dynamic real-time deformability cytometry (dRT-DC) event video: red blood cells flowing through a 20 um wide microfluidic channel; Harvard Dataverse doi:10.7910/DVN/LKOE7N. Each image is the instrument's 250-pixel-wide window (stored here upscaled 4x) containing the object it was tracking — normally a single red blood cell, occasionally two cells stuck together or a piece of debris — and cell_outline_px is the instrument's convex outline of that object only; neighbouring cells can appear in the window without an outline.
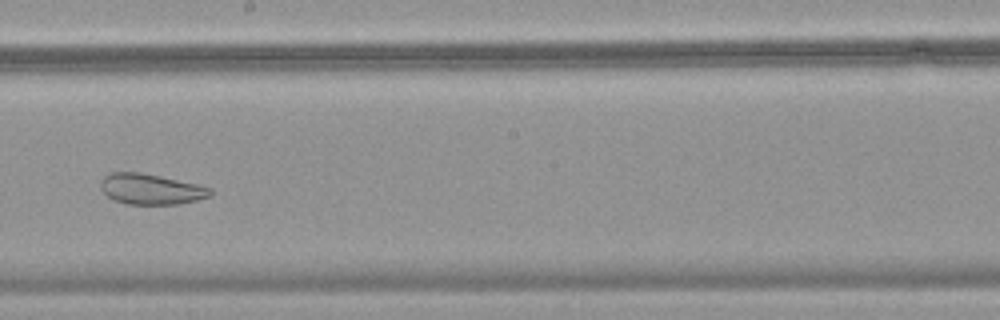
{"species": "common noctule bat (a hibernating species)", "species_latin": "Nyctalus noctula", "temperature_condition": "warm", "stored_images_in_passage": 48, "camera_frame_rate_fps": 3000, "um_per_image_px": 0.085, "animal": {"sex": "female", "body_mass_g": 18.4}, "frame": {"image": 1, "passage_image": 28, "time_ms": 9.0, "image_size_px": [1000, 320], "cell_outline_px": [[212, 192], [208, 196], [196, 200], [180, 204], [128, 204], [116, 200], [108, 196], [100, 188], [100, 184], [104, 176], [108, 172], [140, 172], [160, 176], [196, 184], [212, 188]], "centroid_in_image_um": [12.8, 16.07], "position_along_channel_um": 235.4, "area_um2": 19.36}}
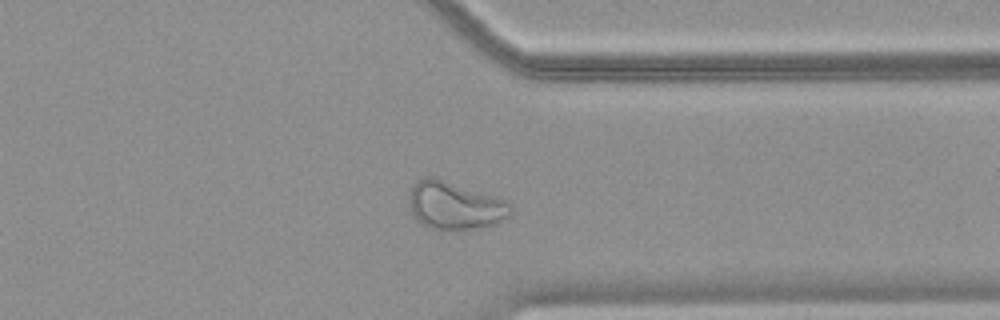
{"frame": {"image": 2, "passage_image": 38, "time_ms": 12.333, "image_size_px": [1000, 320], "cell_outline_px": [[512, 208], [508, 216], [496, 224], [480, 228], [448, 232], [432, 228], [420, 224], [416, 220], [412, 212], [408, 196], [412, 184], [416, 180], [424, 176], [436, 176], [504, 200]], "centroid_in_image_um": [38.6, 17.48], "position_along_channel_um": 372.8, "area_um2": 28.78}}
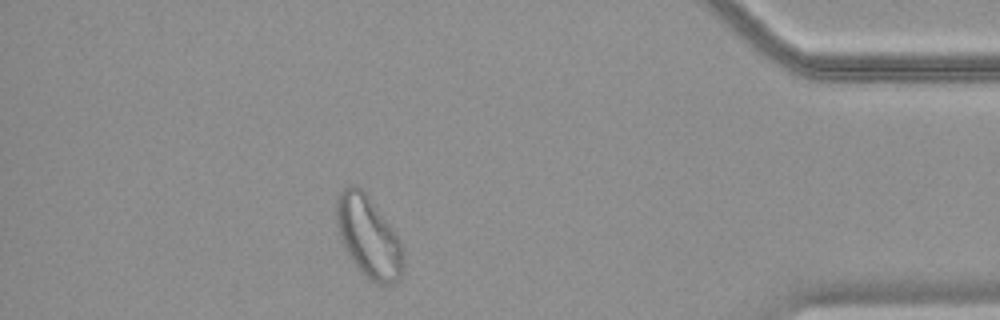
{"frame": {"image": 3, "passage_image": 43, "time_ms": 14.0, "image_size_px": [1000, 320], "cell_outline_px": [[404, 264], [400, 280], [392, 284], [376, 284], [352, 260], [344, 248], [336, 224], [336, 200], [340, 192], [348, 184], [356, 184], [368, 196], [392, 228], [400, 240], [404, 256]], "centroid_in_image_um": [31.33, 20.12], "position_along_channel_um": 403.9, "area_um2": 31.39}}